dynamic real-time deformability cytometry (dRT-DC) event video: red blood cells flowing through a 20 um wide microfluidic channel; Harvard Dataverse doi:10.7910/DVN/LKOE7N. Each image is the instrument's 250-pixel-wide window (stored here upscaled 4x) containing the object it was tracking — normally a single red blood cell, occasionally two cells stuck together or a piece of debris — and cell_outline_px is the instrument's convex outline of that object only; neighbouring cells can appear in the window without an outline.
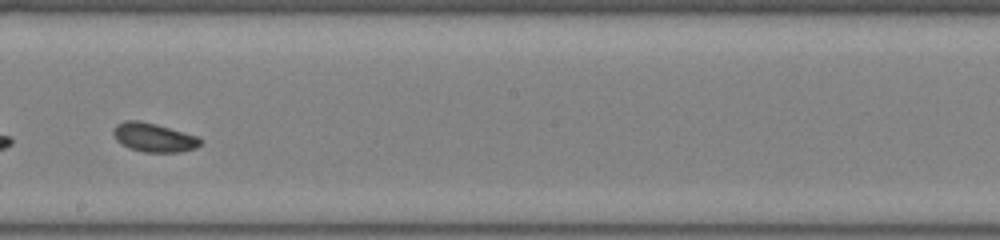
{"species": "common noctule bat (a hibernating species)", "species_latin": "Nyctalus noctula", "temperature_condition": "room temperature", "stored_images_in_passage": 32, "camera_frame_rate_fps": 3000, "um_per_image_px": 0.085, "animal": {"sex": "female", "body_mass_g": 22.0, "forearm_length_mm": 56.7}, "frame": {"image": 1, "passage_image": 19, "time_ms": 6.0, "image_size_px": [1000, 240], "cell_outline_px": [[204, 140], [196, 148], [180, 152], [144, 152], [128, 148], [120, 144], [116, 140], [112, 132], [116, 124], [124, 120], [140, 120], [156, 124], [196, 136]], "centroid_in_image_um": [13.03, 11.68], "position_along_channel_um": 235.2, "area_um2": 14.74}}
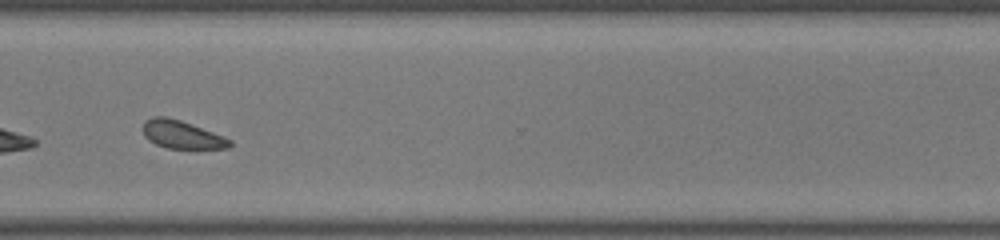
{"frame": {"image": 2, "passage_image": 28, "time_ms": 9.0, "image_size_px": [1000, 240], "cell_outline_px": [[232, 144], [228, 148], [168, 148], [156, 144], [148, 140], [144, 136], [144, 120], [152, 116], [168, 116], [180, 120], [224, 136], [232, 140]], "centroid_in_image_um": [15.44, 11.43], "position_along_channel_um": 355.2, "area_um2": 14.1}, "authors_computed_cell_mechanics": {"area_um2": 14.7101, "velocity_mm_per_s": 3.9752, "shape_relaxation_time_tau1_ms": 5.6334, "shape_relaxation_time_tau2_ms": null, "deformation_change_tau1": 0.1368, "deformation_change_tau2": null}}